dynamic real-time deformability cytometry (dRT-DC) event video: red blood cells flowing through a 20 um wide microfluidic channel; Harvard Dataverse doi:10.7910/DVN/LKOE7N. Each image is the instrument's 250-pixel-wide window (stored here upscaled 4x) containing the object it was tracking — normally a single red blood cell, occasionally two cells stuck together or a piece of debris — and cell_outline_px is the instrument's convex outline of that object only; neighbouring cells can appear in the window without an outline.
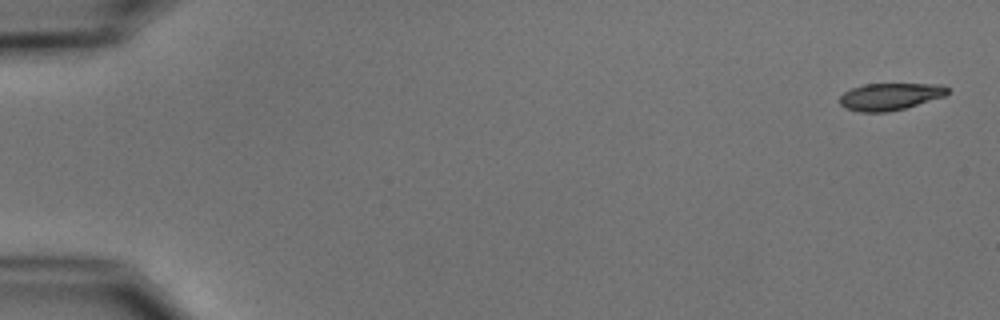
{"species": "common noctule bat (a hibernating species)", "species_latin": "Nyctalus noctula", "temperature_condition": "cold", "stored_images_in_passage": 6, "camera_frame_rate_fps": 3000, "um_per_image_px": 0.085, "animal": {"sex": "male", "body_mass_g": 15.6}, "frame": {"image": 1, "passage_image": 1, "time_ms": 0.0, "image_size_px": [1000, 320], "cell_outline_px": [[948, 92], [944, 96], [904, 108], [888, 112], [860, 112], [844, 108], [840, 104], [840, 96], [844, 92], [852, 88], [864, 84], [944, 84], [948, 88]], "centroid_in_image_um": [75.63, 8.2], "position_along_channel_um": 9.4, "area_um2": 16.94}}
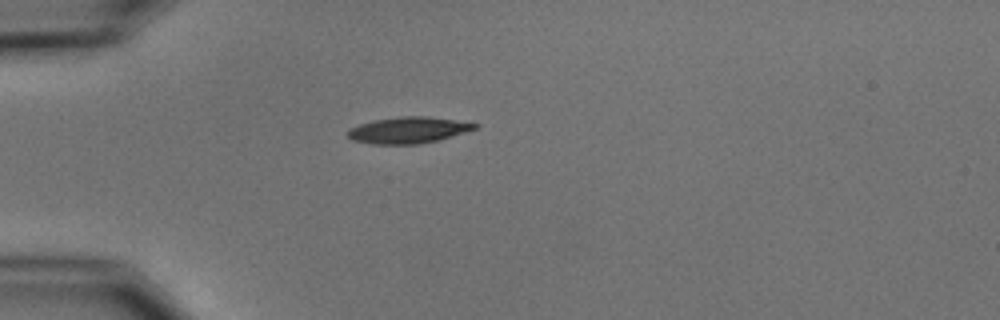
{"frame": {"image": 2, "passage_image": 5, "time_ms": 4.667, "image_size_px": [1000, 320], "cell_outline_px": [[480, 124], [476, 128], [452, 136], [420, 144], [372, 144], [352, 140], [348, 136], [348, 128], [372, 120], [400, 116], [428, 116]], "centroid_in_image_um": [34.66, 11.05], "position_along_channel_um": 50.3, "area_um2": 19.42}}